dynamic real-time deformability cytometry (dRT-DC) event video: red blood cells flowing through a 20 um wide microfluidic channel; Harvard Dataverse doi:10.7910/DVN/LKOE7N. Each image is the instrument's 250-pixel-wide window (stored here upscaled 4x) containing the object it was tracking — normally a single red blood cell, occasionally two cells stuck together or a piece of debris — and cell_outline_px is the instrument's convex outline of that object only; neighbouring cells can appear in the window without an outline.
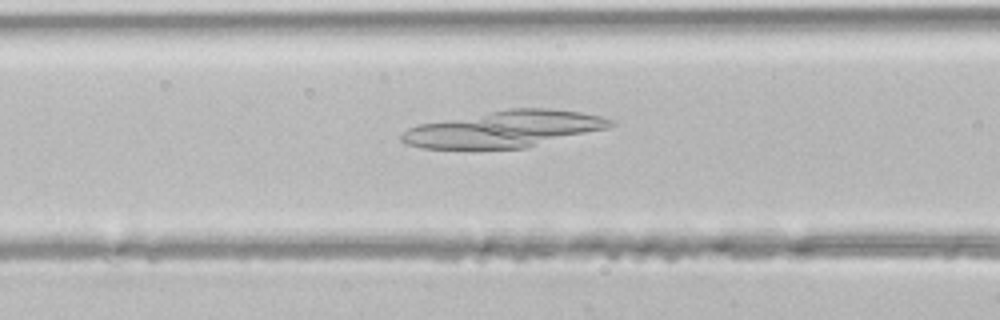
{"species": "common noctule bat (a hibernating species)", "species_latin": "Nyctalus noctula", "temperature_condition": "room temperature", "stored_images_in_passage": 43, "camera_frame_rate_fps": 3000, "um_per_image_px": 0.085, "animal": {"sex": "male", "body_mass_g": 21.5, "forearm_length_mm": 52.0}, "frame": {"image": 1, "passage_image": 17, "time_ms": 5.333, "image_size_px": [1000, 320], "cell_outline_px": [[616, 124], [608, 128], [524, 148], [420, 148], [408, 144], [400, 140], [400, 136], [408, 128], [420, 124], [508, 108], [548, 108], [580, 112], [600, 116], [612, 120]], "centroid_in_image_um": [42.88, 10.96], "position_along_channel_um": 123.7, "area_um2": 43.93}}
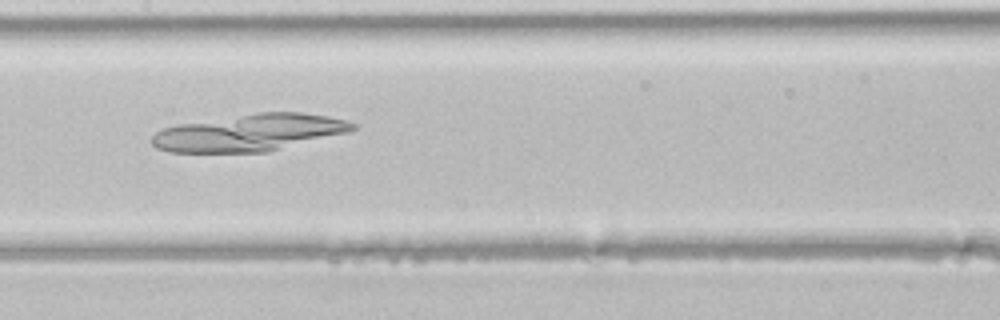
{"frame": {"image": 2, "passage_image": 21, "time_ms": 6.667, "image_size_px": [1000, 320], "cell_outline_px": [[356, 128], [348, 132], [268, 152], [168, 152], [156, 148], [152, 144], [152, 136], [156, 132], [164, 128], [180, 124], [256, 112], [300, 112], [328, 116], [348, 120], [356, 124]], "centroid_in_image_um": [21.23, 11.27], "position_along_channel_um": 186.2, "area_um2": 43.12}}
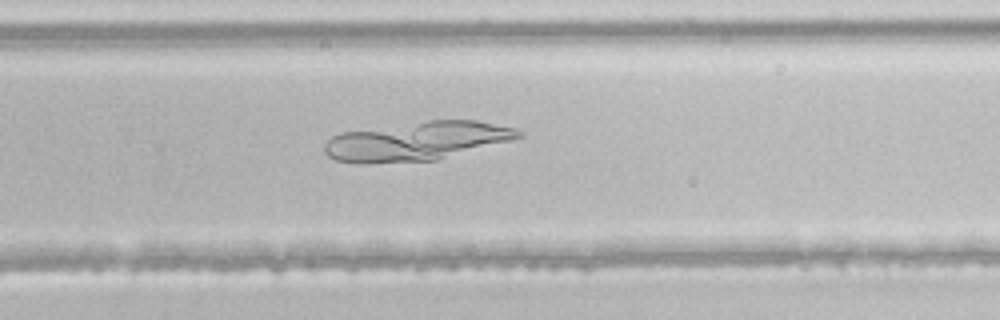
{"frame": {"image": 3, "passage_image": 28, "time_ms": 9.0, "image_size_px": [1000, 320], "cell_outline_px": [[524, 136], [512, 140], [436, 160], [368, 164], [360, 164], [336, 160], [328, 156], [324, 152], [324, 144], [332, 136], [340, 132], [428, 120], [476, 120], [516, 128], [524, 132]], "centroid_in_image_um": [35.42, 12.0], "position_along_channel_um": 294.4, "area_um2": 44.16}}